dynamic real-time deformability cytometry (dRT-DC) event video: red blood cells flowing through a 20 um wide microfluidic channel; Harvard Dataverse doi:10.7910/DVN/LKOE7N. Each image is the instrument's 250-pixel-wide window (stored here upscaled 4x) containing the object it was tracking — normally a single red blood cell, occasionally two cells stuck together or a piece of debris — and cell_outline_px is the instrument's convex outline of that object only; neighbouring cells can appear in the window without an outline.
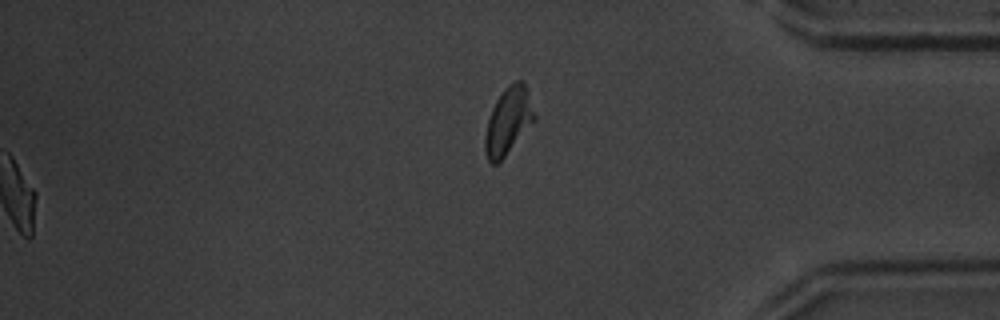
{"species": "common noctule bat (a hibernating species)", "species_latin": "Nyctalus noctula", "temperature_condition": "warm", "stored_images_in_passage": 41, "segment_of_instrument_passage": [2, 2], "camera_frame_rate_fps": 3000, "um_per_image_px": 0.085, "animal": {"sex": "male", "body_mass_g": 20.1, "forearm_length_mm": 53.5}, "frame": {"image": 1, "passage_image": 41, "time_ms": 13.333, "image_size_px": [1000, 320], "cell_outline_px": [[536, 120], [504, 156], [496, 164], [492, 164], [488, 160], [484, 152], [484, 136], [488, 120], [492, 108], [496, 100], [504, 88], [508, 84], [516, 80], [524, 80], [536, 116]], "centroid_in_image_um": [43.2, 10.26], "position_along_channel_um": 392.0, "area_um2": 19.31}}